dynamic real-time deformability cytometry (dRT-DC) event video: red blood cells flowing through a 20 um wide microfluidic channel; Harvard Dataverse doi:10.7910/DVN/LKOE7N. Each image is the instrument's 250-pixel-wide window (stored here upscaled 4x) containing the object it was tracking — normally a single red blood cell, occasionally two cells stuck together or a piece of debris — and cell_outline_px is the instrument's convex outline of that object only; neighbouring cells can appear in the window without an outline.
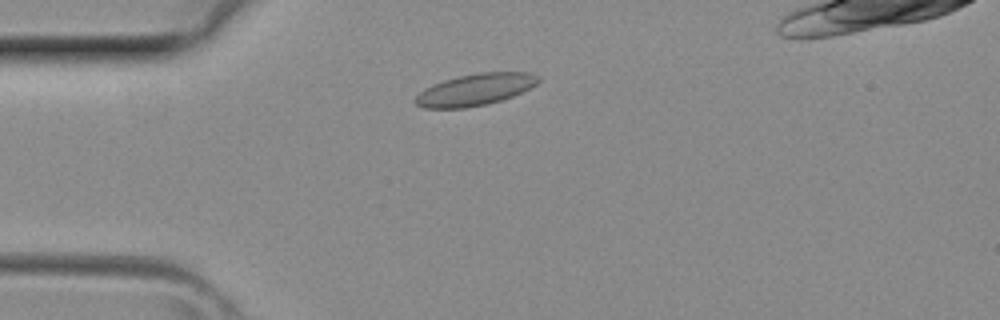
{"species": "common noctule bat (a hibernating species)", "species_latin": "Nyctalus noctula", "temperature_condition": "room temperature", "stored_images_in_passage": 3, "camera_frame_rate_fps": 3000, "um_per_image_px": 0.085, "animal": {"sex": "female", "body_mass_g": 29.2, "forearm_length_mm": 56.3}, "frame": {"image": 1, "passage_image": 2, "time_ms": 0.333, "image_size_px": [1000, 320], "cell_outline_px": [[540, 80], [536, 84], [512, 96], [488, 104], [464, 108], [424, 108], [416, 104], [412, 100], [424, 88], [432, 84], [444, 80], [476, 72], [532, 72], [540, 76]], "centroid_in_image_um": [40.37, 7.61], "position_along_channel_um": 44.6, "area_um2": 22.77}}
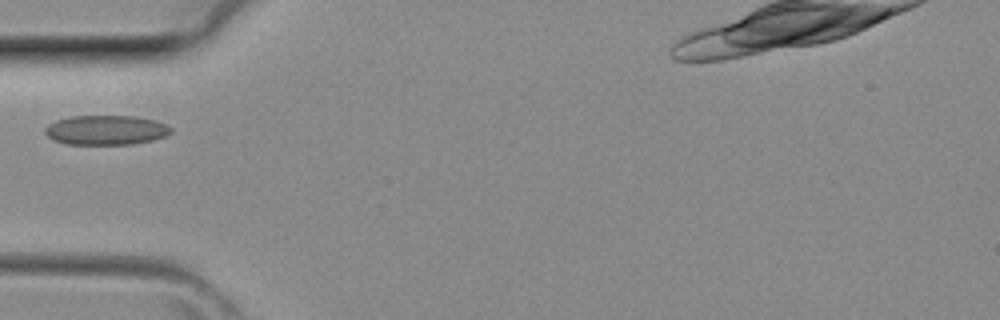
{"frame": {"image": 2, "passage_image": 3, "time_ms": 0.667, "image_size_px": [1000, 320], "cell_outline_px": [[172, 132], [164, 136], [152, 140], [132, 144], [68, 144], [52, 140], [44, 132], [44, 128], [48, 124], [56, 120], [68, 116], [132, 116], [152, 120], [168, 124], [172, 128]], "centroid_in_image_um": [8.98, 11.05], "position_along_channel_um": 76.0, "area_um2": 21.73}}